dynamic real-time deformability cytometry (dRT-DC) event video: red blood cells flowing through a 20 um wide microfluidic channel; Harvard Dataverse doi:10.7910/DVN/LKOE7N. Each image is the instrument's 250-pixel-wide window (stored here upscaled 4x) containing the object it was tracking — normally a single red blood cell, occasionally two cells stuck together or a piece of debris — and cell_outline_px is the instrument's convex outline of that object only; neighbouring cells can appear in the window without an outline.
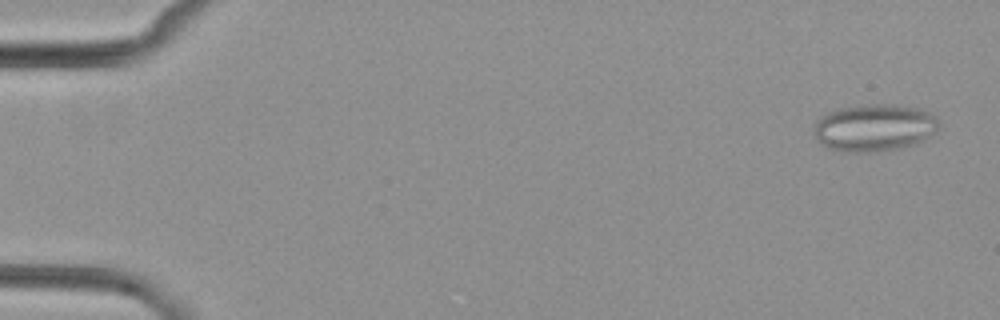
{"species": "common noctule bat (a hibernating species)", "species_latin": "Nyctalus noctula", "temperature_condition": "cold", "stored_images_in_passage": 4, "camera_frame_rate_fps": 3000, "um_per_image_px": 0.085, "animal": {"sex": "female", "body_mass_g": 29.2, "forearm_length_mm": 56.3}, "frame": {"image": 1, "passage_image": 1, "time_ms": 0.0, "image_size_px": [1000, 320], "cell_outline_px": [[940, 128], [936, 132], [924, 140], [900, 148], [872, 152], [844, 152], [828, 148], [816, 136], [812, 128], [820, 116], [828, 112], [844, 108], [876, 104], [892, 104], [916, 108], [928, 112], [936, 116], [940, 124]], "centroid_in_image_um": [74.35, 10.86], "position_along_channel_um": 10.7, "area_um2": 34.22}}